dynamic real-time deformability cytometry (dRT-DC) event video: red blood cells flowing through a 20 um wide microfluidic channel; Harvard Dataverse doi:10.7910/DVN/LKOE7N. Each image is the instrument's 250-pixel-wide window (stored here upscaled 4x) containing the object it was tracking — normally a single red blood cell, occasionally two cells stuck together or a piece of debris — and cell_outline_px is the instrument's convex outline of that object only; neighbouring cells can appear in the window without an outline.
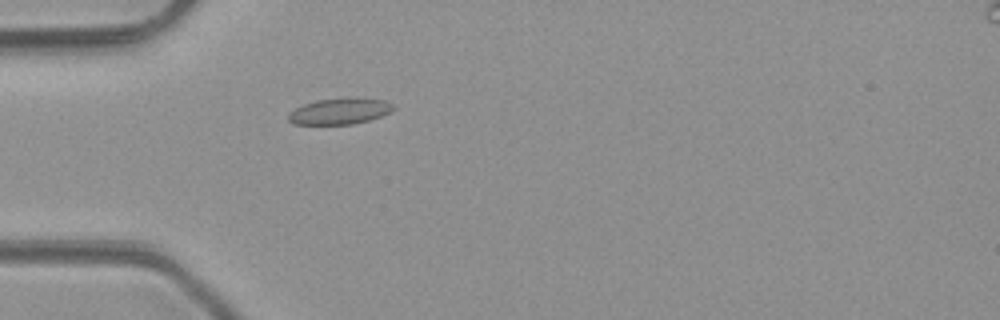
{"species": "common noctule bat (a hibernating species)", "species_latin": "Nyctalus noctula", "temperature_condition": "room temperature", "stored_images_in_passage": 2, "camera_frame_rate_fps": 3000, "um_per_image_px": 0.085, "animal": {"sex": "male", "body_mass_g": 23.1, "forearm_length_mm": 52.7}, "frame": {"image": 1, "passage_image": 2, "time_ms": 1.333, "image_size_px": [1000, 320], "cell_outline_px": [[396, 108], [392, 112], [368, 120], [352, 124], [292, 124], [288, 120], [288, 112], [304, 104], [316, 100], [344, 96], [356, 96], [384, 100], [392, 104]], "centroid_in_image_um": [28.89, 9.42], "position_along_channel_um": 56.1, "area_um2": 16.42}}